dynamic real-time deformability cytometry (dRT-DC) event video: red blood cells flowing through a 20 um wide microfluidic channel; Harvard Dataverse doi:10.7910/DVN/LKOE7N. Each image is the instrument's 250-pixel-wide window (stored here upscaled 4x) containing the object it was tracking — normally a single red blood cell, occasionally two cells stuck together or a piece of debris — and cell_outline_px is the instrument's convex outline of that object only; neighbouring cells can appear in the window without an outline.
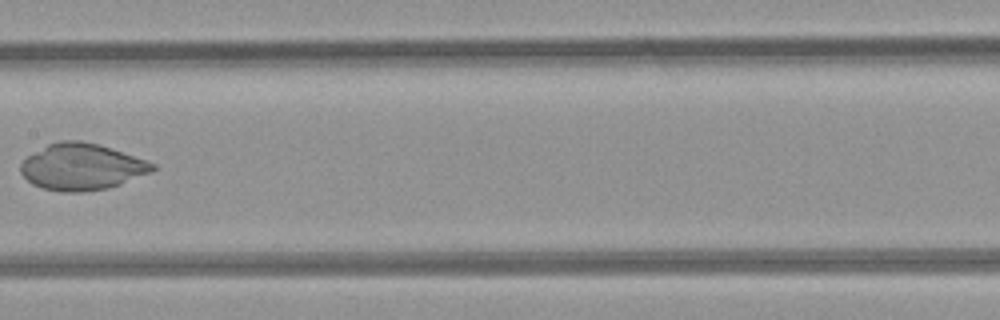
{"species": "common noctule bat (a hibernating species)", "species_latin": "Nyctalus noctula", "temperature_condition": "room temperature", "stored_images_in_passage": 6, "camera_frame_rate_fps": 3000, "um_per_image_px": 0.085, "animal": {"sex": "female", "body_mass_g": 21.9}, "frame": {"image": 1, "passage_image": 6, "time_ms": 6.0, "image_size_px": [1000, 320], "cell_outline_px": [[156, 168], [148, 172], [120, 184], [108, 188], [84, 192], [60, 192], [44, 188], [32, 184], [20, 172], [20, 164], [28, 156], [48, 144], [60, 140], [80, 140], [100, 144], [148, 160], [156, 164]], "centroid_in_image_um": [6.95, 14.17], "position_along_channel_um": 200.5, "area_um2": 35.66}}